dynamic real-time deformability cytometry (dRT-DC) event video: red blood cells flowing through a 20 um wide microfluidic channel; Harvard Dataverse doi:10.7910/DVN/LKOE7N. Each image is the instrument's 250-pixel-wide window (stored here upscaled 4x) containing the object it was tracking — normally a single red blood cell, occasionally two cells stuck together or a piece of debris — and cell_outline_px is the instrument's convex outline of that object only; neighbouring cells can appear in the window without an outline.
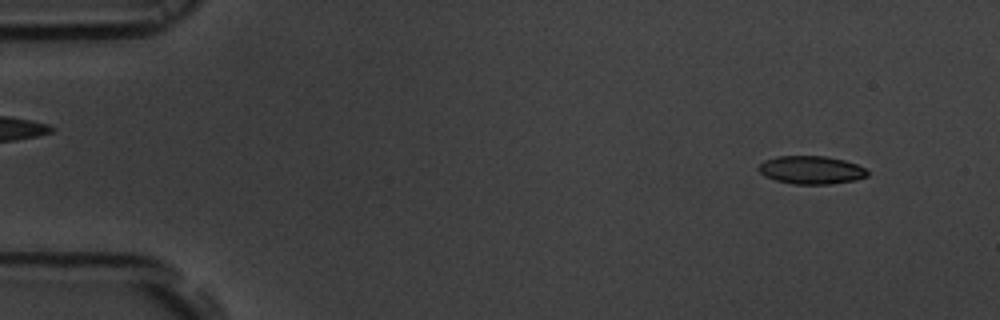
{"species": "common noctule bat (a hibernating species)", "species_latin": "Nyctalus noctula", "temperature_condition": "room temperature", "stored_images_in_passage": 54, "camera_frame_rate_fps": 3000, "um_per_image_px": 0.085, "animal": {"sex": "male", "body_mass_g": 19.5, "forearm_length_mm": 54.6}, "frame": {"image": 1, "passage_image": 4, "time_ms": 1.0, "image_size_px": [1000, 320], "cell_outline_px": [[868, 176], [856, 180], [828, 184], [792, 184], [776, 180], [764, 176], [756, 168], [764, 160], [776, 156], [824, 156], [844, 160], [856, 164], [864, 168], [868, 172]], "centroid_in_image_um": [68.93, 14.45], "position_along_channel_um": 16.1, "area_um2": 17.86}}
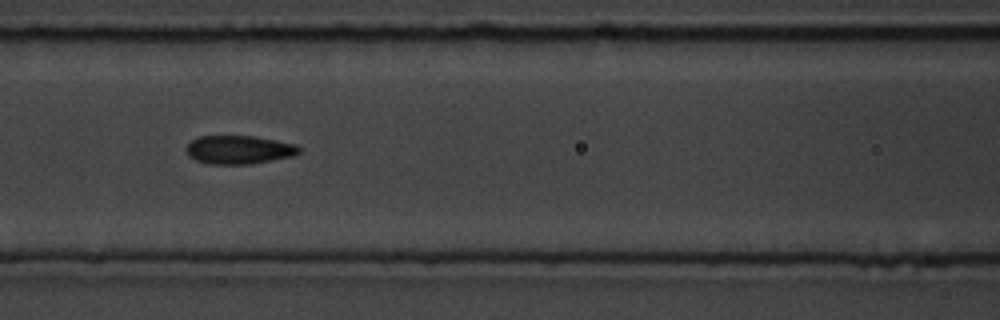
{"frame": {"image": 2, "passage_image": 23, "time_ms": 7.333, "image_size_px": [1000, 320], "cell_outline_px": [[300, 152], [296, 156], [252, 164], [208, 164], [196, 160], [188, 156], [184, 148], [192, 140], [200, 136], [252, 136], [276, 140], [296, 144], [300, 148]], "centroid_in_image_um": [20.32, 12.74], "position_along_channel_um": 146.3, "area_um2": 18.96}}
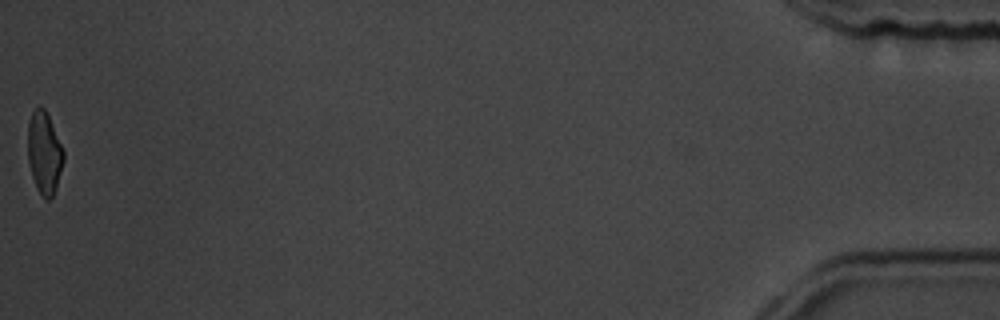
{"frame": {"image": 3, "passage_image": 54, "time_ms": 17.667, "image_size_px": [1000, 320], "cell_outline_px": [[64, 160], [56, 188], [52, 196], [48, 200], [44, 200], [36, 188], [32, 176], [28, 160], [28, 120], [32, 112], [40, 104], [44, 108], [48, 116], [64, 152]], "centroid_in_image_um": [3.75, 13.01], "position_along_channel_um": 431.5, "area_um2": 17.05}, "authors_computed_cell_mechanics": {"area_um2": 18.5249, "velocity_mm_per_s": 3.7286, "shape_relaxation_time_tau1_ms": 5.7455, "shape_relaxation_time_tau2_ms": 1.5572, "deformation_change_tau1": 0.1318, "deformation_change_tau2": 0.0611}}